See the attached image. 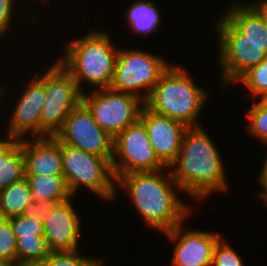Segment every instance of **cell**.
<instances>
[{"label":"cell","mask_w":267,"mask_h":266,"mask_svg":"<svg viewBox=\"0 0 267 266\" xmlns=\"http://www.w3.org/2000/svg\"><path fill=\"white\" fill-rule=\"evenodd\" d=\"M228 6L212 23L217 33L218 84L222 91L267 56V33L261 16L248 3Z\"/></svg>","instance_id":"6da1fadb"},{"label":"cell","mask_w":267,"mask_h":266,"mask_svg":"<svg viewBox=\"0 0 267 266\" xmlns=\"http://www.w3.org/2000/svg\"><path fill=\"white\" fill-rule=\"evenodd\" d=\"M120 189L132 201L145 226L158 233L185 223L195 211L182 200L179 192L183 194V190L176 184L169 167L121 175L116 179L115 200Z\"/></svg>","instance_id":"7a4b0ae2"},{"label":"cell","mask_w":267,"mask_h":266,"mask_svg":"<svg viewBox=\"0 0 267 266\" xmlns=\"http://www.w3.org/2000/svg\"><path fill=\"white\" fill-rule=\"evenodd\" d=\"M213 140L204 126L188 127L179 155L169 167L183 193L198 204L212 194H224L231 190L222 153Z\"/></svg>","instance_id":"3957f363"},{"label":"cell","mask_w":267,"mask_h":266,"mask_svg":"<svg viewBox=\"0 0 267 266\" xmlns=\"http://www.w3.org/2000/svg\"><path fill=\"white\" fill-rule=\"evenodd\" d=\"M87 31L78 38L64 42V54L57 57L82 93L88 91L86 87L91 90L110 88L119 51L110 30L90 28Z\"/></svg>","instance_id":"277c9868"},{"label":"cell","mask_w":267,"mask_h":266,"mask_svg":"<svg viewBox=\"0 0 267 266\" xmlns=\"http://www.w3.org/2000/svg\"><path fill=\"white\" fill-rule=\"evenodd\" d=\"M190 72L179 63H172L161 75L144 105L151 111L184 123L187 127L202 126V111L211 95Z\"/></svg>","instance_id":"5b68a950"},{"label":"cell","mask_w":267,"mask_h":266,"mask_svg":"<svg viewBox=\"0 0 267 266\" xmlns=\"http://www.w3.org/2000/svg\"><path fill=\"white\" fill-rule=\"evenodd\" d=\"M63 176L69 192L75 198L82 188H87L99 200L112 203L116 196V178L112 159L85 152L61 143Z\"/></svg>","instance_id":"8992f818"},{"label":"cell","mask_w":267,"mask_h":266,"mask_svg":"<svg viewBox=\"0 0 267 266\" xmlns=\"http://www.w3.org/2000/svg\"><path fill=\"white\" fill-rule=\"evenodd\" d=\"M173 62L142 48L123 49L119 46L110 88L133 95L145 103L161 75Z\"/></svg>","instance_id":"52a82bcc"},{"label":"cell","mask_w":267,"mask_h":266,"mask_svg":"<svg viewBox=\"0 0 267 266\" xmlns=\"http://www.w3.org/2000/svg\"><path fill=\"white\" fill-rule=\"evenodd\" d=\"M49 66L42 73H34L44 83L46 95L40 112V137L55 136L70 112L82 101L77 83L57 59Z\"/></svg>","instance_id":"ba28073f"},{"label":"cell","mask_w":267,"mask_h":266,"mask_svg":"<svg viewBox=\"0 0 267 266\" xmlns=\"http://www.w3.org/2000/svg\"><path fill=\"white\" fill-rule=\"evenodd\" d=\"M82 102L99 127L113 139L139 120L144 106L141 99L112 88L88 90L82 93Z\"/></svg>","instance_id":"9c48e42d"},{"label":"cell","mask_w":267,"mask_h":266,"mask_svg":"<svg viewBox=\"0 0 267 266\" xmlns=\"http://www.w3.org/2000/svg\"><path fill=\"white\" fill-rule=\"evenodd\" d=\"M164 168L166 166L157 158L147 130L140 120L113 139L112 169L116 179L131 172Z\"/></svg>","instance_id":"30bf717a"},{"label":"cell","mask_w":267,"mask_h":266,"mask_svg":"<svg viewBox=\"0 0 267 266\" xmlns=\"http://www.w3.org/2000/svg\"><path fill=\"white\" fill-rule=\"evenodd\" d=\"M54 137L63 144L112 159L113 138L99 127L82 101L70 112Z\"/></svg>","instance_id":"8fae6325"},{"label":"cell","mask_w":267,"mask_h":266,"mask_svg":"<svg viewBox=\"0 0 267 266\" xmlns=\"http://www.w3.org/2000/svg\"><path fill=\"white\" fill-rule=\"evenodd\" d=\"M32 77L29 76L28 81L23 80L22 90L16 94L15 103L13 102L12 109L6 112L7 119H4V128L7 130V136L16 139L36 138L40 137V112L45 101L44 83L32 72ZM10 111V112H9ZM10 114V117L8 118ZM8 124H7V123ZM8 125V126H7Z\"/></svg>","instance_id":"7c38bea8"},{"label":"cell","mask_w":267,"mask_h":266,"mask_svg":"<svg viewBox=\"0 0 267 266\" xmlns=\"http://www.w3.org/2000/svg\"><path fill=\"white\" fill-rule=\"evenodd\" d=\"M184 224L163 233L175 246L170 266H212L213 250L223 233L186 229Z\"/></svg>","instance_id":"4fadbf2b"},{"label":"cell","mask_w":267,"mask_h":266,"mask_svg":"<svg viewBox=\"0 0 267 266\" xmlns=\"http://www.w3.org/2000/svg\"><path fill=\"white\" fill-rule=\"evenodd\" d=\"M73 198L55 203L43 221L44 238L52 252L80 249L83 219L80 211H76Z\"/></svg>","instance_id":"5bb4252c"},{"label":"cell","mask_w":267,"mask_h":266,"mask_svg":"<svg viewBox=\"0 0 267 266\" xmlns=\"http://www.w3.org/2000/svg\"><path fill=\"white\" fill-rule=\"evenodd\" d=\"M139 120L144 124L157 158L170 167L177 159L182 138L188 128L184 123L157 114L145 105Z\"/></svg>","instance_id":"9a60e30c"},{"label":"cell","mask_w":267,"mask_h":266,"mask_svg":"<svg viewBox=\"0 0 267 266\" xmlns=\"http://www.w3.org/2000/svg\"><path fill=\"white\" fill-rule=\"evenodd\" d=\"M25 175H63L61 142L54 136L20 139Z\"/></svg>","instance_id":"2e32d148"},{"label":"cell","mask_w":267,"mask_h":266,"mask_svg":"<svg viewBox=\"0 0 267 266\" xmlns=\"http://www.w3.org/2000/svg\"><path fill=\"white\" fill-rule=\"evenodd\" d=\"M124 12L125 21L131 33L149 36L158 32L162 23V12L152 0H132ZM153 32V33H152Z\"/></svg>","instance_id":"e0dca14e"},{"label":"cell","mask_w":267,"mask_h":266,"mask_svg":"<svg viewBox=\"0 0 267 266\" xmlns=\"http://www.w3.org/2000/svg\"><path fill=\"white\" fill-rule=\"evenodd\" d=\"M32 201H65L72 197L63 175H25Z\"/></svg>","instance_id":"ac0fdd59"},{"label":"cell","mask_w":267,"mask_h":266,"mask_svg":"<svg viewBox=\"0 0 267 266\" xmlns=\"http://www.w3.org/2000/svg\"><path fill=\"white\" fill-rule=\"evenodd\" d=\"M31 201L32 194L25 178L0 190V218L23 215Z\"/></svg>","instance_id":"d6986e66"},{"label":"cell","mask_w":267,"mask_h":266,"mask_svg":"<svg viewBox=\"0 0 267 266\" xmlns=\"http://www.w3.org/2000/svg\"><path fill=\"white\" fill-rule=\"evenodd\" d=\"M246 109L245 116L247 118L246 131L252 139L260 140L267 148V99H256Z\"/></svg>","instance_id":"ffe728a7"},{"label":"cell","mask_w":267,"mask_h":266,"mask_svg":"<svg viewBox=\"0 0 267 266\" xmlns=\"http://www.w3.org/2000/svg\"><path fill=\"white\" fill-rule=\"evenodd\" d=\"M244 86L245 93L251 95V100L267 99V56L264 60L246 71L235 84Z\"/></svg>","instance_id":"44dd1931"},{"label":"cell","mask_w":267,"mask_h":266,"mask_svg":"<svg viewBox=\"0 0 267 266\" xmlns=\"http://www.w3.org/2000/svg\"><path fill=\"white\" fill-rule=\"evenodd\" d=\"M25 178V159L18 144L4 159L0 170V190Z\"/></svg>","instance_id":"7402d4cb"},{"label":"cell","mask_w":267,"mask_h":266,"mask_svg":"<svg viewBox=\"0 0 267 266\" xmlns=\"http://www.w3.org/2000/svg\"><path fill=\"white\" fill-rule=\"evenodd\" d=\"M17 247V266L20 263L46 259L50 254L47 240L44 237L34 236L28 239H16Z\"/></svg>","instance_id":"603a6c76"},{"label":"cell","mask_w":267,"mask_h":266,"mask_svg":"<svg viewBox=\"0 0 267 266\" xmlns=\"http://www.w3.org/2000/svg\"><path fill=\"white\" fill-rule=\"evenodd\" d=\"M81 249L72 251H53L47 257L52 266H106L105 259L81 255Z\"/></svg>","instance_id":"cb8c5ba5"},{"label":"cell","mask_w":267,"mask_h":266,"mask_svg":"<svg viewBox=\"0 0 267 266\" xmlns=\"http://www.w3.org/2000/svg\"><path fill=\"white\" fill-rule=\"evenodd\" d=\"M0 261L6 266H17L16 235L7 218H0Z\"/></svg>","instance_id":"d4e9b609"},{"label":"cell","mask_w":267,"mask_h":266,"mask_svg":"<svg viewBox=\"0 0 267 266\" xmlns=\"http://www.w3.org/2000/svg\"><path fill=\"white\" fill-rule=\"evenodd\" d=\"M16 239L44 237L43 221L24 215L8 218Z\"/></svg>","instance_id":"484cf974"},{"label":"cell","mask_w":267,"mask_h":266,"mask_svg":"<svg viewBox=\"0 0 267 266\" xmlns=\"http://www.w3.org/2000/svg\"><path fill=\"white\" fill-rule=\"evenodd\" d=\"M222 236L213 250L212 266H245L243 257Z\"/></svg>","instance_id":"4316f807"},{"label":"cell","mask_w":267,"mask_h":266,"mask_svg":"<svg viewBox=\"0 0 267 266\" xmlns=\"http://www.w3.org/2000/svg\"><path fill=\"white\" fill-rule=\"evenodd\" d=\"M17 4L19 5L18 0H0V41L7 37L15 24L14 21L17 23L16 17L18 20V17H21L20 14H17V11L20 10Z\"/></svg>","instance_id":"83f0119b"},{"label":"cell","mask_w":267,"mask_h":266,"mask_svg":"<svg viewBox=\"0 0 267 266\" xmlns=\"http://www.w3.org/2000/svg\"><path fill=\"white\" fill-rule=\"evenodd\" d=\"M55 203L56 202L54 201H48V200L31 201L24 210L23 215L44 221L48 213L52 210Z\"/></svg>","instance_id":"f1b7e54d"},{"label":"cell","mask_w":267,"mask_h":266,"mask_svg":"<svg viewBox=\"0 0 267 266\" xmlns=\"http://www.w3.org/2000/svg\"><path fill=\"white\" fill-rule=\"evenodd\" d=\"M263 157V164L257 177L258 186L261 187V190L257 191L254 195L258 196V200H260L263 207L267 209V151Z\"/></svg>","instance_id":"f546056e"},{"label":"cell","mask_w":267,"mask_h":266,"mask_svg":"<svg viewBox=\"0 0 267 266\" xmlns=\"http://www.w3.org/2000/svg\"><path fill=\"white\" fill-rule=\"evenodd\" d=\"M19 144V139L12 137L0 138V170L5 157Z\"/></svg>","instance_id":"4dcf8cb0"},{"label":"cell","mask_w":267,"mask_h":266,"mask_svg":"<svg viewBox=\"0 0 267 266\" xmlns=\"http://www.w3.org/2000/svg\"><path fill=\"white\" fill-rule=\"evenodd\" d=\"M232 3H248L261 16L267 33V0H252V2L250 0L245 2L236 0L235 2L232 1Z\"/></svg>","instance_id":"1f68e13d"},{"label":"cell","mask_w":267,"mask_h":266,"mask_svg":"<svg viewBox=\"0 0 267 266\" xmlns=\"http://www.w3.org/2000/svg\"><path fill=\"white\" fill-rule=\"evenodd\" d=\"M1 86H0V106L3 108V102H5L4 100H7L6 98L4 99V95H6L7 96V94H6V90H5V88L3 87V85L2 84H0ZM3 98V99H2ZM2 101V102H1ZM2 103V104H1ZM0 107V115L2 114L1 112H3L4 113V108L2 109ZM3 116H4V114L3 115H1L0 116V120H1V118H2V120H3ZM2 120L0 121V123L2 122ZM0 127H3V125L1 126V124H0ZM3 131H5V132H3ZM3 132V133H2ZM3 134V135H2ZM5 134V135H4ZM3 136V138H4V136L5 137H7V130H5V128H4V130H3V128H2V130L0 129V138H2V136Z\"/></svg>","instance_id":"d6a6232c"},{"label":"cell","mask_w":267,"mask_h":266,"mask_svg":"<svg viewBox=\"0 0 267 266\" xmlns=\"http://www.w3.org/2000/svg\"><path fill=\"white\" fill-rule=\"evenodd\" d=\"M18 266H52L51 262L46 259L30 260L20 263Z\"/></svg>","instance_id":"836d02e7"},{"label":"cell","mask_w":267,"mask_h":266,"mask_svg":"<svg viewBox=\"0 0 267 266\" xmlns=\"http://www.w3.org/2000/svg\"><path fill=\"white\" fill-rule=\"evenodd\" d=\"M25 1H27V0H25ZM30 1V0H29ZM32 1V0H31ZM34 1V3L36 2V3H38V1H41V2H43V3H47L48 4V0H33ZM18 2L20 3V0H18ZM22 3H23V0L21 1Z\"/></svg>","instance_id":"e575fe53"},{"label":"cell","mask_w":267,"mask_h":266,"mask_svg":"<svg viewBox=\"0 0 267 266\" xmlns=\"http://www.w3.org/2000/svg\"><path fill=\"white\" fill-rule=\"evenodd\" d=\"M0 266H6V265L0 261Z\"/></svg>","instance_id":"d590c367"}]
</instances>
